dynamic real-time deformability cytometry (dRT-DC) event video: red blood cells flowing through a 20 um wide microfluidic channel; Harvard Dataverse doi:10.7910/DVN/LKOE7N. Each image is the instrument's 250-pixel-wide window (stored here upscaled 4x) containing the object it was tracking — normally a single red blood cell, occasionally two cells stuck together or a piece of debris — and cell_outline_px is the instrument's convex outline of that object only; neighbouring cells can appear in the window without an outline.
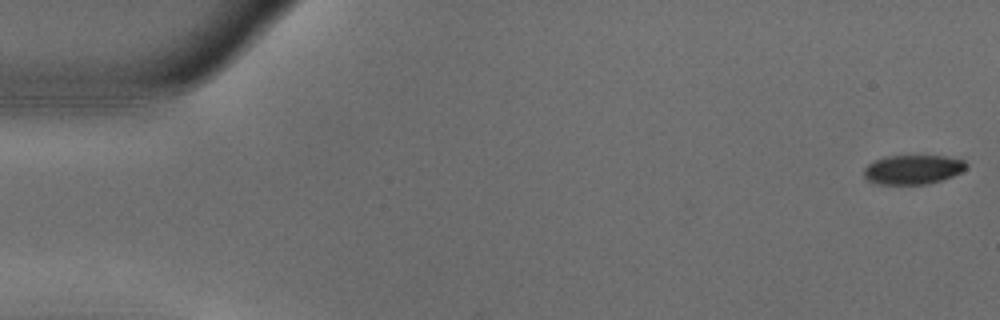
{"species": "common noctule bat (a hibernating species)", "species_latin": "Nyctalus noctula", "temperature_condition": "warm", "stored_images_in_passage": 54, "camera_frame_rate_fps": 3000, "um_per_image_px": 0.085, "animal": {"sex": "male", "body_mass_g": 18.8}, "frame": {"image": 1, "passage_image": 1, "time_ms": 0.0, "image_size_px": [1000, 320], "cell_outline_px": [[968, 168], [952, 176], [940, 180], [924, 184], [876, 184], [868, 180], [864, 176], [864, 168], [868, 164], [884, 156], [944, 156], [964, 160], [968, 164]], "centroid_in_image_um": [77.59, 14.4], "position_along_channel_um": 7.4, "area_um2": 17.4}}
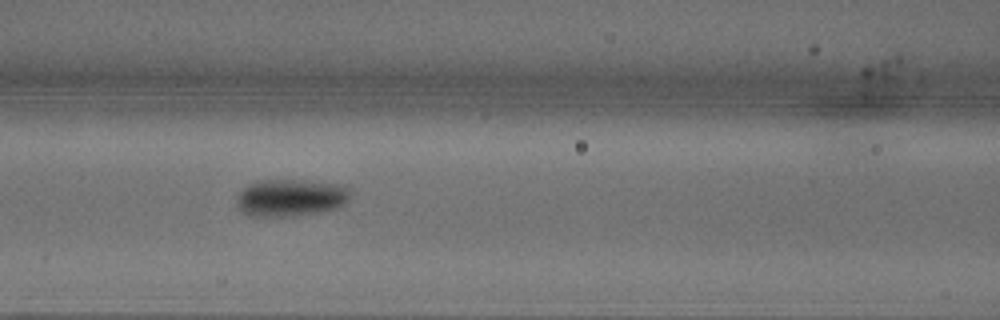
{"frame": {"image": 2, "passage_image": 23, "time_ms": 7.333, "image_size_px": [1000, 320], "cell_outline_px": [[348, 200], [344, 204], [336, 208], [316, 212], [284, 216], [252, 216], [244, 212], [236, 204], [236, 196], [248, 184], [256, 180], [308, 180], [336, 184], [348, 188]], "centroid_in_image_um": [24.65, 16.78], "position_along_channel_um": 141.9, "area_um2": 24.33}}
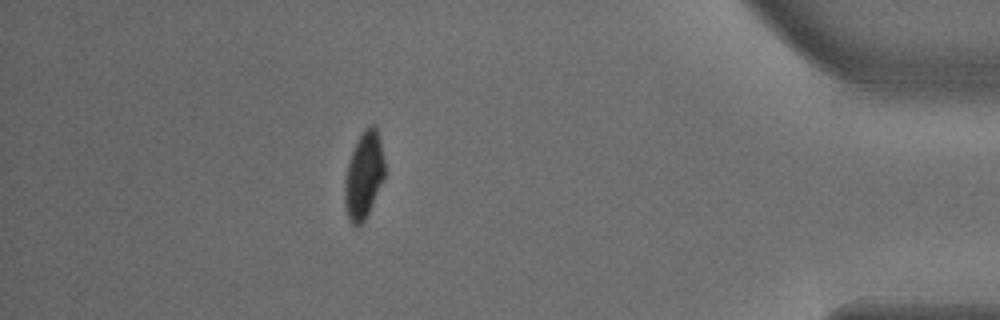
{"frame": {"image": 3, "passage_image": 48, "time_ms": 15.667, "image_size_px": [1000, 320], "cell_outline_px": [[384, 176], [372, 204], [364, 220], [356, 228], [348, 220], [344, 204], [344, 184], [348, 164], [352, 152], [364, 128], [368, 124], [372, 124], [376, 128], [380, 140], [384, 160]], "centroid_in_image_um": [30.9, 14.92], "position_along_channel_um": 404.3, "area_um2": 19.94}, "authors_computed_cell_mechanics": {"area_um2": 21.2993, "velocity_mm_per_s": 3.7024, "shape_relaxation_time_tau1_ms": 4.1807, "shape_relaxation_time_tau2_ms": null, "deformation_change_tau1": 0.1764, "deformation_change_tau2": null}}